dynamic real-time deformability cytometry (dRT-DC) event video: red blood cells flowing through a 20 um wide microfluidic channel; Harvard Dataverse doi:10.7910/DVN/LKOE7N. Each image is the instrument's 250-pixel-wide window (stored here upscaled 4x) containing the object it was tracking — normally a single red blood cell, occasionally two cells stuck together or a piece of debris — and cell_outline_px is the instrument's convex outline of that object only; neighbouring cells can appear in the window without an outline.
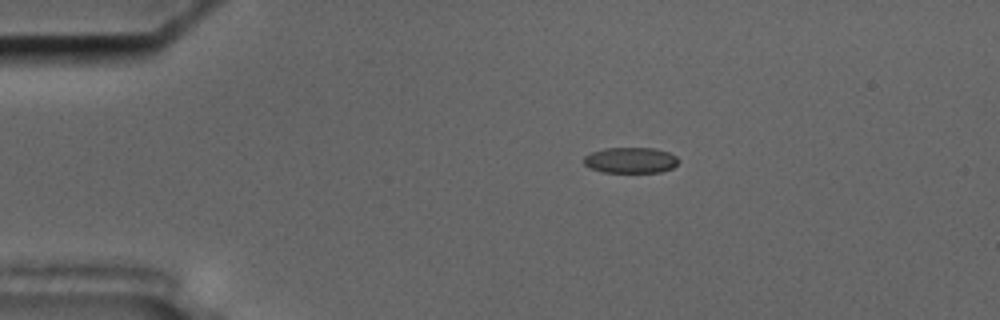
{"species": "common noctule bat (a hibernating species)", "species_latin": "Nyctalus noctula", "temperature_condition": "cold", "stored_images_in_passage": 47, "camera_frame_rate_fps": 3000, "um_per_image_px": 0.085, "animal": {"sex": "male", "body_mass_g": 17.5, "forearm_length_mm": 52.3}, "frame": {"image": 1, "passage_image": 7, "time_ms": 2.0, "image_size_px": [1000, 320], "cell_outline_px": [[680, 160], [672, 168], [660, 172], [600, 172], [588, 168], [584, 164], [584, 156], [592, 152], [604, 148], [652, 148], [668, 152], [676, 156]], "centroid_in_image_um": [53.57, 13.62], "position_along_channel_um": 31.4, "area_um2": 14.28}}
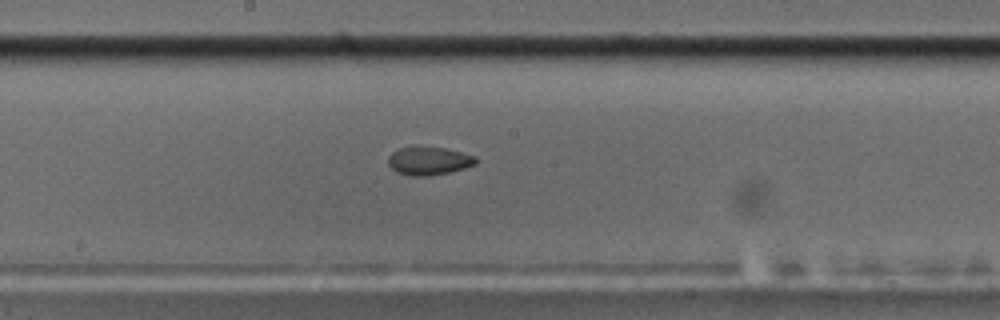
{"frame": {"image": 2, "passage_image": 26, "time_ms": 8.333, "image_size_px": [1000, 320], "cell_outline_px": [[476, 164], [464, 168], [448, 172], [428, 176], [412, 176], [396, 172], [388, 164], [388, 156], [392, 152], [400, 148], [412, 144], [444, 148], [476, 156]], "centroid_in_image_um": [36.4, 13.64], "position_along_channel_um": 211.8, "area_um2": 14.68}}
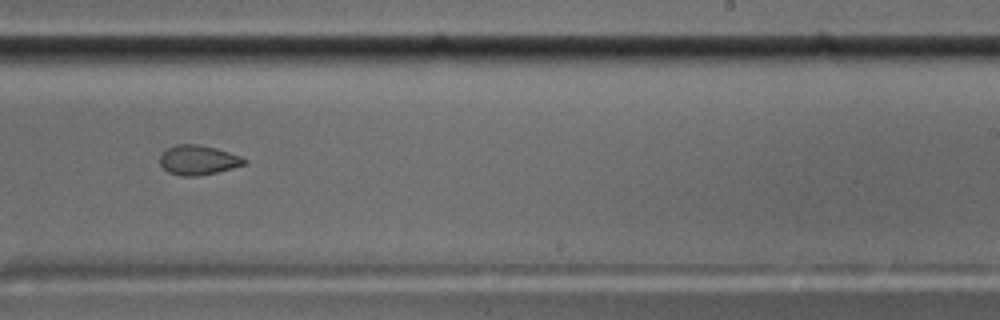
{"frame": {"image": 3, "passage_image": 31, "time_ms": 10.0, "image_size_px": [1000, 320], "cell_outline_px": [[248, 160], [244, 164], [232, 168], [200, 176], [184, 176], [168, 172], [160, 164], [160, 152], [176, 144], [200, 144], [216, 148], [240, 156]], "centroid_in_image_um": [16.82, 13.59], "position_along_channel_um": 272.2, "area_um2": 14.57}, "authors_computed_cell_mechanics": {"area_um2": 14.3922, "velocity_mm_per_s": 3.6297, "shape_relaxation_time_tau1_ms": null, "shape_relaxation_time_tau2_ms": 1.7784, "deformation_change_tau1": null, "deformation_change_tau2": 0.0394}}